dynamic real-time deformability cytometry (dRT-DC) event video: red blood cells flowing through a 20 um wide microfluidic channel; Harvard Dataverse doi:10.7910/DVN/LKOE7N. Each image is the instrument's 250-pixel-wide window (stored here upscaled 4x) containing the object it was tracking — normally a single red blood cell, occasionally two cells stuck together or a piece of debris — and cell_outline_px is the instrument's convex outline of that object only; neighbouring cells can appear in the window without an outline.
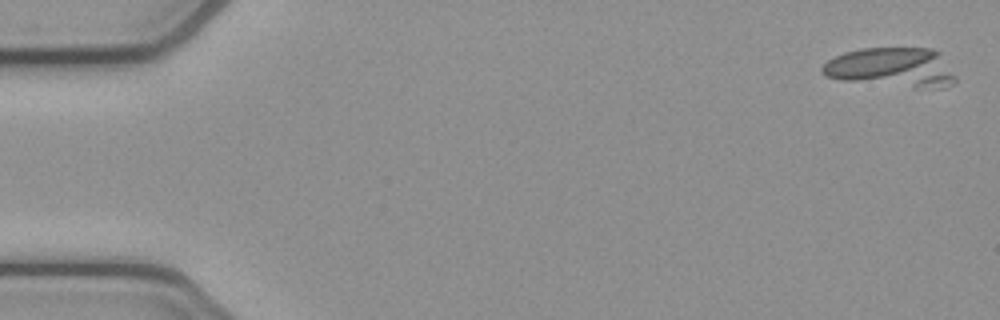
{"species": "common noctule bat (a hibernating species)", "species_latin": "Nyctalus noctula", "temperature_condition": "cold", "stored_images_in_passage": 5, "camera_frame_rate_fps": 3000, "um_per_image_px": 0.085, "animal": {"sex": "female", "body_mass_g": 21.9}, "frame": {"image": 1, "passage_image": 1, "time_ms": 0.0, "image_size_px": [1000, 320], "cell_outline_px": [[956, 84], [944, 88], [912, 88], [840, 80], [824, 76], [820, 72], [820, 68], [828, 60], [844, 52], [860, 48], [932, 48], [940, 52], [956, 76]], "centroid_in_image_um": [75.83, 5.75], "position_along_channel_um": 9.2, "area_um2": 31.44}}